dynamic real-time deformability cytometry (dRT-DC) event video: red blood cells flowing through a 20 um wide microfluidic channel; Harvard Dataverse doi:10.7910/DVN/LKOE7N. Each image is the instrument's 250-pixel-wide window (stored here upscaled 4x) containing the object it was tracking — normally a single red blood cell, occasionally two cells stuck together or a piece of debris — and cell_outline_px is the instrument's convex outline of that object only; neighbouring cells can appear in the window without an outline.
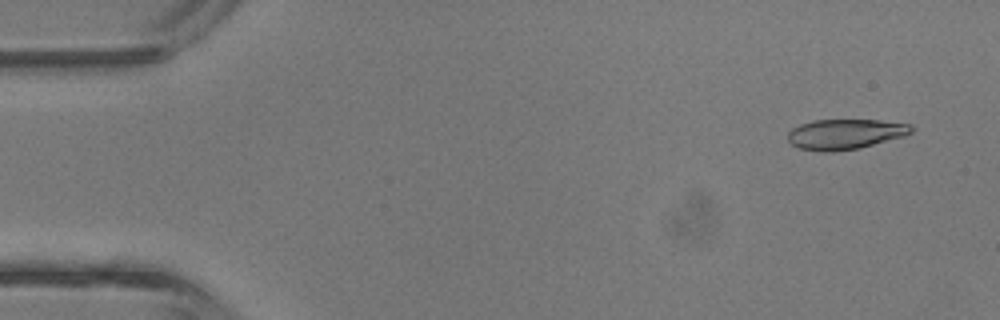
{"species": "common noctule bat (a hibernating species)", "species_latin": "Nyctalus noctula", "temperature_condition": "room temperature", "stored_images_in_passage": 44, "camera_frame_rate_fps": 3000, "um_per_image_px": 0.085, "animal": {"sex": "male", "body_mass_g": 13.3}, "frame": {"image": 1, "passage_image": 3, "time_ms": 0.667, "image_size_px": [1000, 320], "cell_outline_px": [[916, 128], [912, 132], [904, 136], [860, 148], [832, 152], [820, 152], [800, 148], [792, 144], [788, 140], [788, 132], [792, 128], [800, 124], [812, 120], [880, 120], [912, 124]], "centroid_in_image_um": [71.86, 11.4], "position_along_channel_um": 13.1, "area_um2": 21.96}}
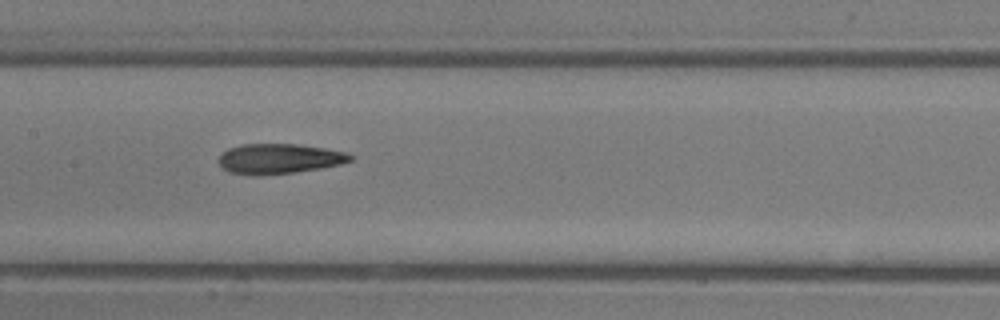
{"frame": {"image": 2, "passage_image": 21, "time_ms": 6.667, "image_size_px": [1000, 320], "cell_outline_px": [[352, 160], [340, 164], [320, 168], [292, 172], [260, 176], [252, 176], [228, 172], [220, 168], [216, 160], [228, 148], [240, 144], [296, 144], [324, 148], [348, 152], [352, 156]], "centroid_in_image_um": [23.65, 13.5], "position_along_channel_um": 183.7, "area_um2": 23.29}}
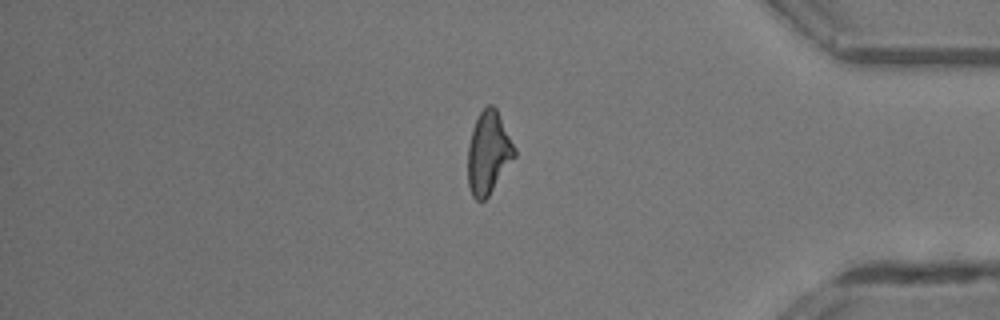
{"frame": {"image": 3, "passage_image": 36, "time_ms": 11.667, "image_size_px": [1000, 320], "cell_outline_px": [[516, 156], [488, 196], [484, 200], [476, 200], [472, 196], [468, 184], [468, 144], [472, 128], [480, 112], [488, 104], [492, 104], [496, 108], [516, 148]], "centroid_in_image_um": [41.52, 12.98], "position_along_channel_um": 393.7, "area_um2": 22.43}}